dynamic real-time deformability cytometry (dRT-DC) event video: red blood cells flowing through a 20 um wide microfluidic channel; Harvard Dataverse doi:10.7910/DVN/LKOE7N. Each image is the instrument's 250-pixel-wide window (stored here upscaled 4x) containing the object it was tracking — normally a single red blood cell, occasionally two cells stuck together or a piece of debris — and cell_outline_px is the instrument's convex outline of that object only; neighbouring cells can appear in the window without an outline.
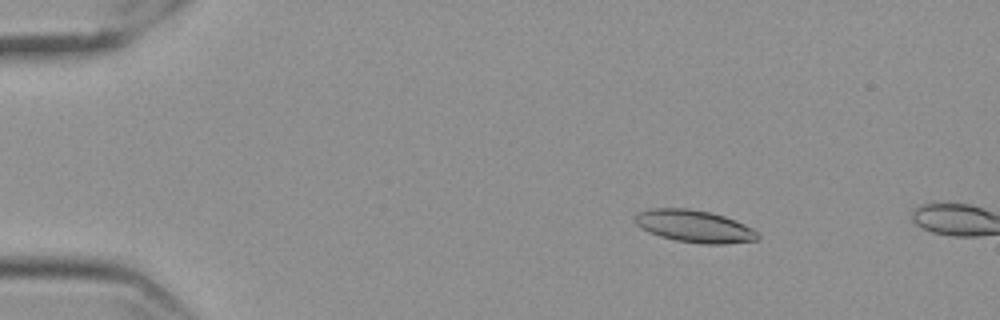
{"species": "Egyptian fruit bat (a non-hibernating species)", "species_latin": "Rousettus aegyptiacus", "temperature_condition": "cold", "stored_images_in_passage": 13, "camera_frame_rate_fps": 3000, "um_per_image_px": 0.085, "frame": {"image": 1, "passage_image": 10, "time_ms": 3.0, "image_size_px": [1000, 320], "cell_outline_px": [[760, 236], [756, 240], [724, 244], [700, 244], [676, 240], [660, 236], [640, 228], [632, 220], [636, 212], [648, 208], [688, 208], [712, 212], [736, 220], [760, 232]], "centroid_in_image_um": [59.0, 19.22], "position_along_channel_um": 26.0, "area_um2": 23.47}}